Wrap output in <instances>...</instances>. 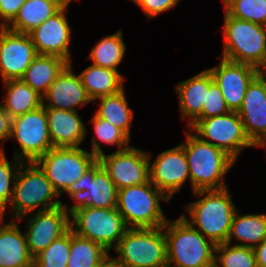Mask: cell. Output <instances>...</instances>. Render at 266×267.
<instances>
[{
    "instance_id": "6da1fadb",
    "label": "cell",
    "mask_w": 266,
    "mask_h": 267,
    "mask_svg": "<svg viewBox=\"0 0 266 267\" xmlns=\"http://www.w3.org/2000/svg\"><path fill=\"white\" fill-rule=\"evenodd\" d=\"M185 133L187 138L181 145L189 166L192 192L228 188L224 177L236 161L224 150L203 141L194 133Z\"/></svg>"
},
{
    "instance_id": "7a4b0ae2",
    "label": "cell",
    "mask_w": 266,
    "mask_h": 267,
    "mask_svg": "<svg viewBox=\"0 0 266 267\" xmlns=\"http://www.w3.org/2000/svg\"><path fill=\"white\" fill-rule=\"evenodd\" d=\"M193 194L203 198L185 206L190 221L184 214L182 216L215 245L226 243L237 211L229 189L200 190Z\"/></svg>"
},
{
    "instance_id": "3957f363",
    "label": "cell",
    "mask_w": 266,
    "mask_h": 267,
    "mask_svg": "<svg viewBox=\"0 0 266 267\" xmlns=\"http://www.w3.org/2000/svg\"><path fill=\"white\" fill-rule=\"evenodd\" d=\"M163 228L168 267H214L216 245L182 215L172 222L167 220Z\"/></svg>"
},
{
    "instance_id": "277c9868",
    "label": "cell",
    "mask_w": 266,
    "mask_h": 267,
    "mask_svg": "<svg viewBox=\"0 0 266 267\" xmlns=\"http://www.w3.org/2000/svg\"><path fill=\"white\" fill-rule=\"evenodd\" d=\"M28 164V165H27ZM22 162L13 188L11 205L13 220L25 219L28 214L64 205L60 195L51 185L44 171L36 162Z\"/></svg>"
},
{
    "instance_id": "5b68a950",
    "label": "cell",
    "mask_w": 266,
    "mask_h": 267,
    "mask_svg": "<svg viewBox=\"0 0 266 267\" xmlns=\"http://www.w3.org/2000/svg\"><path fill=\"white\" fill-rule=\"evenodd\" d=\"M222 57L259 70L266 59V26L234 18L225 11Z\"/></svg>"
},
{
    "instance_id": "8992f818",
    "label": "cell",
    "mask_w": 266,
    "mask_h": 267,
    "mask_svg": "<svg viewBox=\"0 0 266 267\" xmlns=\"http://www.w3.org/2000/svg\"><path fill=\"white\" fill-rule=\"evenodd\" d=\"M159 200L170 199L148 181L118 190L116 208L128 228L163 227L167 219Z\"/></svg>"
},
{
    "instance_id": "52a82bcc",
    "label": "cell",
    "mask_w": 266,
    "mask_h": 267,
    "mask_svg": "<svg viewBox=\"0 0 266 267\" xmlns=\"http://www.w3.org/2000/svg\"><path fill=\"white\" fill-rule=\"evenodd\" d=\"M114 250L121 267L168 266L163 227L128 228Z\"/></svg>"
},
{
    "instance_id": "ba28073f",
    "label": "cell",
    "mask_w": 266,
    "mask_h": 267,
    "mask_svg": "<svg viewBox=\"0 0 266 267\" xmlns=\"http://www.w3.org/2000/svg\"><path fill=\"white\" fill-rule=\"evenodd\" d=\"M69 208L71 230L82 238L101 244L109 252L118 245L128 229L117 208L84 205H72Z\"/></svg>"
},
{
    "instance_id": "9c48e42d",
    "label": "cell",
    "mask_w": 266,
    "mask_h": 267,
    "mask_svg": "<svg viewBox=\"0 0 266 267\" xmlns=\"http://www.w3.org/2000/svg\"><path fill=\"white\" fill-rule=\"evenodd\" d=\"M97 161L98 158L94 154L80 147H53L36 163L61 196Z\"/></svg>"
},
{
    "instance_id": "30bf717a",
    "label": "cell",
    "mask_w": 266,
    "mask_h": 267,
    "mask_svg": "<svg viewBox=\"0 0 266 267\" xmlns=\"http://www.w3.org/2000/svg\"><path fill=\"white\" fill-rule=\"evenodd\" d=\"M189 128L203 141L224 150L235 161L244 148L255 146L245 133L239 114L234 111L198 119Z\"/></svg>"
},
{
    "instance_id": "8fae6325",
    "label": "cell",
    "mask_w": 266,
    "mask_h": 267,
    "mask_svg": "<svg viewBox=\"0 0 266 267\" xmlns=\"http://www.w3.org/2000/svg\"><path fill=\"white\" fill-rule=\"evenodd\" d=\"M10 138L17 140L21 152L15 149L14 157L22 162H36L52 149L45 107L13 117Z\"/></svg>"
},
{
    "instance_id": "7c38bea8",
    "label": "cell",
    "mask_w": 266,
    "mask_h": 267,
    "mask_svg": "<svg viewBox=\"0 0 266 267\" xmlns=\"http://www.w3.org/2000/svg\"><path fill=\"white\" fill-rule=\"evenodd\" d=\"M65 192L76 202L74 205L103 209L117 206L118 189L99 161Z\"/></svg>"
},
{
    "instance_id": "4fadbf2b",
    "label": "cell",
    "mask_w": 266,
    "mask_h": 267,
    "mask_svg": "<svg viewBox=\"0 0 266 267\" xmlns=\"http://www.w3.org/2000/svg\"><path fill=\"white\" fill-rule=\"evenodd\" d=\"M28 215L24 233L33 258L71 229L70 208L65 204Z\"/></svg>"
},
{
    "instance_id": "5bb4252c",
    "label": "cell",
    "mask_w": 266,
    "mask_h": 267,
    "mask_svg": "<svg viewBox=\"0 0 266 267\" xmlns=\"http://www.w3.org/2000/svg\"><path fill=\"white\" fill-rule=\"evenodd\" d=\"M118 190L149 181L148 152L129 146L98 158Z\"/></svg>"
},
{
    "instance_id": "9a60e30c",
    "label": "cell",
    "mask_w": 266,
    "mask_h": 267,
    "mask_svg": "<svg viewBox=\"0 0 266 267\" xmlns=\"http://www.w3.org/2000/svg\"><path fill=\"white\" fill-rule=\"evenodd\" d=\"M37 55L29 34L0 27V76L3 82L21 79Z\"/></svg>"
},
{
    "instance_id": "2e32d148",
    "label": "cell",
    "mask_w": 266,
    "mask_h": 267,
    "mask_svg": "<svg viewBox=\"0 0 266 267\" xmlns=\"http://www.w3.org/2000/svg\"><path fill=\"white\" fill-rule=\"evenodd\" d=\"M149 156V181L170 200L189 176V166L185 157L183 146L180 144L172 149L161 152L158 157L151 162L152 155Z\"/></svg>"
},
{
    "instance_id": "e0dca14e",
    "label": "cell",
    "mask_w": 266,
    "mask_h": 267,
    "mask_svg": "<svg viewBox=\"0 0 266 267\" xmlns=\"http://www.w3.org/2000/svg\"><path fill=\"white\" fill-rule=\"evenodd\" d=\"M221 63L208 69L219 86L230 111L238 112L242 106L248 85L258 75V69L243 63L221 58Z\"/></svg>"
},
{
    "instance_id": "ac0fdd59",
    "label": "cell",
    "mask_w": 266,
    "mask_h": 267,
    "mask_svg": "<svg viewBox=\"0 0 266 267\" xmlns=\"http://www.w3.org/2000/svg\"><path fill=\"white\" fill-rule=\"evenodd\" d=\"M67 7L68 5H64L57 13L28 34L38 55H55L71 64L68 47L72 30L65 15Z\"/></svg>"
},
{
    "instance_id": "d6986e66",
    "label": "cell",
    "mask_w": 266,
    "mask_h": 267,
    "mask_svg": "<svg viewBox=\"0 0 266 267\" xmlns=\"http://www.w3.org/2000/svg\"><path fill=\"white\" fill-rule=\"evenodd\" d=\"M237 113L248 138L257 146L266 137V78L258 74L251 81Z\"/></svg>"
},
{
    "instance_id": "ffe728a7",
    "label": "cell",
    "mask_w": 266,
    "mask_h": 267,
    "mask_svg": "<svg viewBox=\"0 0 266 267\" xmlns=\"http://www.w3.org/2000/svg\"><path fill=\"white\" fill-rule=\"evenodd\" d=\"M45 99L49 102L45 104ZM92 102L84 88L79 75L74 74L72 65L69 64L50 85L43 95V106L59 110L77 111V106L82 107Z\"/></svg>"
},
{
    "instance_id": "44dd1931",
    "label": "cell",
    "mask_w": 266,
    "mask_h": 267,
    "mask_svg": "<svg viewBox=\"0 0 266 267\" xmlns=\"http://www.w3.org/2000/svg\"><path fill=\"white\" fill-rule=\"evenodd\" d=\"M45 109L53 147H80L87 130L77 111Z\"/></svg>"
},
{
    "instance_id": "7402d4cb",
    "label": "cell",
    "mask_w": 266,
    "mask_h": 267,
    "mask_svg": "<svg viewBox=\"0 0 266 267\" xmlns=\"http://www.w3.org/2000/svg\"><path fill=\"white\" fill-rule=\"evenodd\" d=\"M210 87V72L208 69L180 82L175 90L178 93L180 112L183 120L188 119V127L196 120L202 119V108L206 91Z\"/></svg>"
},
{
    "instance_id": "603a6c76",
    "label": "cell",
    "mask_w": 266,
    "mask_h": 267,
    "mask_svg": "<svg viewBox=\"0 0 266 267\" xmlns=\"http://www.w3.org/2000/svg\"><path fill=\"white\" fill-rule=\"evenodd\" d=\"M23 234L16 220L2 224L0 227L1 267H34V258L29 253L25 233Z\"/></svg>"
},
{
    "instance_id": "cb8c5ba5",
    "label": "cell",
    "mask_w": 266,
    "mask_h": 267,
    "mask_svg": "<svg viewBox=\"0 0 266 267\" xmlns=\"http://www.w3.org/2000/svg\"><path fill=\"white\" fill-rule=\"evenodd\" d=\"M70 63L55 55H37L21 80L43 96Z\"/></svg>"
},
{
    "instance_id": "d4e9b609",
    "label": "cell",
    "mask_w": 266,
    "mask_h": 267,
    "mask_svg": "<svg viewBox=\"0 0 266 267\" xmlns=\"http://www.w3.org/2000/svg\"><path fill=\"white\" fill-rule=\"evenodd\" d=\"M90 99L96 104L100 97L115 94L124 89V76L119 71L96 65L88 66L79 74Z\"/></svg>"
},
{
    "instance_id": "484cf974",
    "label": "cell",
    "mask_w": 266,
    "mask_h": 267,
    "mask_svg": "<svg viewBox=\"0 0 266 267\" xmlns=\"http://www.w3.org/2000/svg\"><path fill=\"white\" fill-rule=\"evenodd\" d=\"M63 6L64 4L60 0H26L7 28L28 34L57 13Z\"/></svg>"
},
{
    "instance_id": "4316f807",
    "label": "cell",
    "mask_w": 266,
    "mask_h": 267,
    "mask_svg": "<svg viewBox=\"0 0 266 267\" xmlns=\"http://www.w3.org/2000/svg\"><path fill=\"white\" fill-rule=\"evenodd\" d=\"M7 97L4 95L3 108L11 118L38 109L43 105V96L21 79L4 81Z\"/></svg>"
},
{
    "instance_id": "83f0119b",
    "label": "cell",
    "mask_w": 266,
    "mask_h": 267,
    "mask_svg": "<svg viewBox=\"0 0 266 267\" xmlns=\"http://www.w3.org/2000/svg\"><path fill=\"white\" fill-rule=\"evenodd\" d=\"M233 238L241 242L235 243L237 246L254 248L259 245L266 238V213L239 215L236 211L226 243L231 244Z\"/></svg>"
},
{
    "instance_id": "f1b7e54d",
    "label": "cell",
    "mask_w": 266,
    "mask_h": 267,
    "mask_svg": "<svg viewBox=\"0 0 266 267\" xmlns=\"http://www.w3.org/2000/svg\"><path fill=\"white\" fill-rule=\"evenodd\" d=\"M98 99L100 106L96 109L95 115L115 125L130 138V125L134 112L128 106L124 89Z\"/></svg>"
},
{
    "instance_id": "f546056e",
    "label": "cell",
    "mask_w": 266,
    "mask_h": 267,
    "mask_svg": "<svg viewBox=\"0 0 266 267\" xmlns=\"http://www.w3.org/2000/svg\"><path fill=\"white\" fill-rule=\"evenodd\" d=\"M122 30L102 38L90 50L87 60H92L93 65L117 70L122 62L126 51V44L123 41Z\"/></svg>"
},
{
    "instance_id": "4dcf8cb0",
    "label": "cell",
    "mask_w": 266,
    "mask_h": 267,
    "mask_svg": "<svg viewBox=\"0 0 266 267\" xmlns=\"http://www.w3.org/2000/svg\"><path fill=\"white\" fill-rule=\"evenodd\" d=\"M109 255L101 244L76 235L71 230V249L67 267H96Z\"/></svg>"
},
{
    "instance_id": "1f68e13d",
    "label": "cell",
    "mask_w": 266,
    "mask_h": 267,
    "mask_svg": "<svg viewBox=\"0 0 266 267\" xmlns=\"http://www.w3.org/2000/svg\"><path fill=\"white\" fill-rule=\"evenodd\" d=\"M90 122L93 123V130L96 135H93L91 140V153L97 158L104 154L100 144L97 140L105 143V145H117L118 150H123L129 147L130 138L115 125L110 122L97 117L95 114Z\"/></svg>"
},
{
    "instance_id": "d6a6232c",
    "label": "cell",
    "mask_w": 266,
    "mask_h": 267,
    "mask_svg": "<svg viewBox=\"0 0 266 267\" xmlns=\"http://www.w3.org/2000/svg\"><path fill=\"white\" fill-rule=\"evenodd\" d=\"M257 267L253 248L223 243L216 245L214 267Z\"/></svg>"
},
{
    "instance_id": "836d02e7",
    "label": "cell",
    "mask_w": 266,
    "mask_h": 267,
    "mask_svg": "<svg viewBox=\"0 0 266 267\" xmlns=\"http://www.w3.org/2000/svg\"><path fill=\"white\" fill-rule=\"evenodd\" d=\"M230 16L266 26V0H222Z\"/></svg>"
},
{
    "instance_id": "e575fe53",
    "label": "cell",
    "mask_w": 266,
    "mask_h": 267,
    "mask_svg": "<svg viewBox=\"0 0 266 267\" xmlns=\"http://www.w3.org/2000/svg\"><path fill=\"white\" fill-rule=\"evenodd\" d=\"M71 249V229L34 258V267H67Z\"/></svg>"
},
{
    "instance_id": "d590c367",
    "label": "cell",
    "mask_w": 266,
    "mask_h": 267,
    "mask_svg": "<svg viewBox=\"0 0 266 267\" xmlns=\"http://www.w3.org/2000/svg\"><path fill=\"white\" fill-rule=\"evenodd\" d=\"M22 161L13 158V163H9L4 152V147H0V207L7 208L13 195L14 183L17 172ZM12 183V185H11Z\"/></svg>"
},
{
    "instance_id": "8d00e7d4",
    "label": "cell",
    "mask_w": 266,
    "mask_h": 267,
    "mask_svg": "<svg viewBox=\"0 0 266 267\" xmlns=\"http://www.w3.org/2000/svg\"><path fill=\"white\" fill-rule=\"evenodd\" d=\"M230 112L219 86L210 73V87L206 91V98L202 108V118L224 115Z\"/></svg>"
},
{
    "instance_id": "74e56055",
    "label": "cell",
    "mask_w": 266,
    "mask_h": 267,
    "mask_svg": "<svg viewBox=\"0 0 266 267\" xmlns=\"http://www.w3.org/2000/svg\"><path fill=\"white\" fill-rule=\"evenodd\" d=\"M142 8L149 19L172 9L180 0H132Z\"/></svg>"
},
{
    "instance_id": "f35d334b",
    "label": "cell",
    "mask_w": 266,
    "mask_h": 267,
    "mask_svg": "<svg viewBox=\"0 0 266 267\" xmlns=\"http://www.w3.org/2000/svg\"><path fill=\"white\" fill-rule=\"evenodd\" d=\"M26 0H0V27H7L16 17Z\"/></svg>"
},
{
    "instance_id": "ab89813d",
    "label": "cell",
    "mask_w": 266,
    "mask_h": 267,
    "mask_svg": "<svg viewBox=\"0 0 266 267\" xmlns=\"http://www.w3.org/2000/svg\"><path fill=\"white\" fill-rule=\"evenodd\" d=\"M12 118L3 108L0 102V141H5L11 137Z\"/></svg>"
},
{
    "instance_id": "60d3db41",
    "label": "cell",
    "mask_w": 266,
    "mask_h": 267,
    "mask_svg": "<svg viewBox=\"0 0 266 267\" xmlns=\"http://www.w3.org/2000/svg\"><path fill=\"white\" fill-rule=\"evenodd\" d=\"M257 267H266V238L253 248Z\"/></svg>"
},
{
    "instance_id": "b9f144b4",
    "label": "cell",
    "mask_w": 266,
    "mask_h": 267,
    "mask_svg": "<svg viewBox=\"0 0 266 267\" xmlns=\"http://www.w3.org/2000/svg\"><path fill=\"white\" fill-rule=\"evenodd\" d=\"M96 267H121L114 257L108 255Z\"/></svg>"
},
{
    "instance_id": "7bdbcfd3",
    "label": "cell",
    "mask_w": 266,
    "mask_h": 267,
    "mask_svg": "<svg viewBox=\"0 0 266 267\" xmlns=\"http://www.w3.org/2000/svg\"><path fill=\"white\" fill-rule=\"evenodd\" d=\"M263 69V70H262ZM258 74L262 77V78H266V59L265 62L262 64V66L259 68L258 70Z\"/></svg>"
},
{
    "instance_id": "ee69618b",
    "label": "cell",
    "mask_w": 266,
    "mask_h": 267,
    "mask_svg": "<svg viewBox=\"0 0 266 267\" xmlns=\"http://www.w3.org/2000/svg\"><path fill=\"white\" fill-rule=\"evenodd\" d=\"M5 208H3V207H0V227H1V224H4L3 222V220H4V214H5Z\"/></svg>"
},
{
    "instance_id": "f6af8a7d",
    "label": "cell",
    "mask_w": 266,
    "mask_h": 267,
    "mask_svg": "<svg viewBox=\"0 0 266 267\" xmlns=\"http://www.w3.org/2000/svg\"><path fill=\"white\" fill-rule=\"evenodd\" d=\"M266 147V137L256 147Z\"/></svg>"
},
{
    "instance_id": "bcb514c9",
    "label": "cell",
    "mask_w": 266,
    "mask_h": 267,
    "mask_svg": "<svg viewBox=\"0 0 266 267\" xmlns=\"http://www.w3.org/2000/svg\"><path fill=\"white\" fill-rule=\"evenodd\" d=\"M64 5H69L72 0H60Z\"/></svg>"
}]
</instances>
